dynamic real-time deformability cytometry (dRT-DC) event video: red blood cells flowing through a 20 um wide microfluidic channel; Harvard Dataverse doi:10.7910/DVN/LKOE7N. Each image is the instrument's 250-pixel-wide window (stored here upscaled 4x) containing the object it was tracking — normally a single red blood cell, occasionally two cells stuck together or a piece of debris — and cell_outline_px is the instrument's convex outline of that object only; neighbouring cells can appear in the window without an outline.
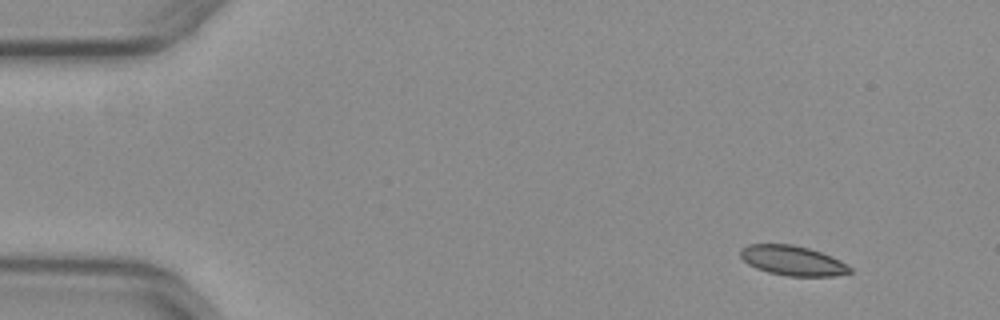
{"species": "common noctule bat (a hibernating species)", "species_latin": "Nyctalus noctula", "temperature_condition": "warm", "stored_images_in_passage": 48, "camera_frame_rate_fps": 3000, "um_per_image_px": 0.085, "animal": {"sex": "female", "body_mass_g": 29.2, "forearm_length_mm": 56.3}, "frame": {"image": 1, "passage_image": 1, "time_ms": 0.0, "image_size_px": [1000, 320], "cell_outline_px": [[852, 272], [832, 276], [788, 276], [768, 272], [756, 268], [748, 264], [740, 256], [740, 248], [748, 244], [792, 244], [808, 248], [832, 256], [848, 264], [852, 268]], "centroid_in_image_um": [67.37, 22.15], "position_along_channel_um": 17.6, "area_um2": 19.07}}
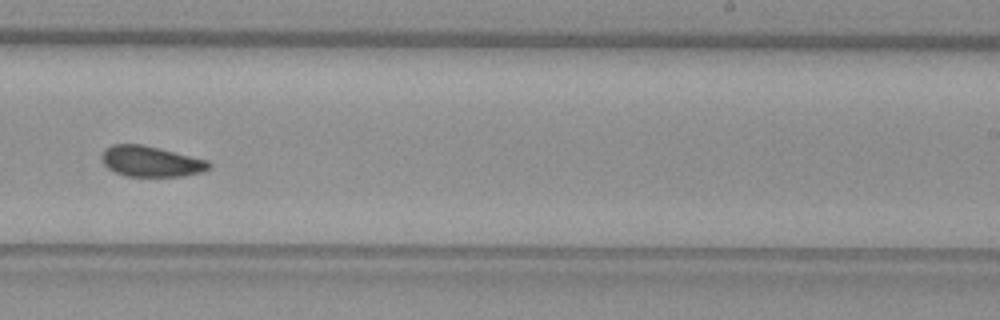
{"frame": {"image": 2, "passage_image": 29, "time_ms": 9.333, "image_size_px": [1000, 320], "cell_outline_px": [[212, 168], [204, 172], [184, 176], [124, 176], [108, 168], [104, 164], [100, 156], [104, 148], [112, 144], [140, 144], [160, 148], [208, 160], [212, 164]], "centroid_in_image_um": [12.85, 13.72], "position_along_channel_um": 276.2, "area_um2": 19.42}}
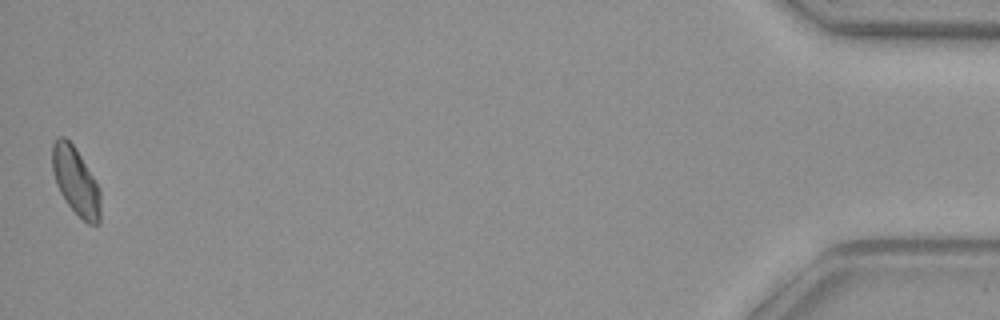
{"frame": {"image": 3, "passage_image": 48, "time_ms": 15.667, "image_size_px": [1000, 320], "cell_outline_px": [[100, 224], [88, 224], [64, 200], [56, 184], [52, 168], [52, 144], [60, 136], [64, 136], [76, 148], [100, 188]], "centroid_in_image_um": [6.44, 15.39], "position_along_channel_um": 428.8, "area_um2": 18.9}, "authors_computed_cell_mechanics": {"area_um2": 19.5075, "velocity_mm_per_s": 3.9504, "shape_relaxation_time_tau1_ms": null, "shape_relaxation_time_tau2_ms": 3.5363, "deformation_change_tau1": null, "deformation_change_tau2": 0.0568}}